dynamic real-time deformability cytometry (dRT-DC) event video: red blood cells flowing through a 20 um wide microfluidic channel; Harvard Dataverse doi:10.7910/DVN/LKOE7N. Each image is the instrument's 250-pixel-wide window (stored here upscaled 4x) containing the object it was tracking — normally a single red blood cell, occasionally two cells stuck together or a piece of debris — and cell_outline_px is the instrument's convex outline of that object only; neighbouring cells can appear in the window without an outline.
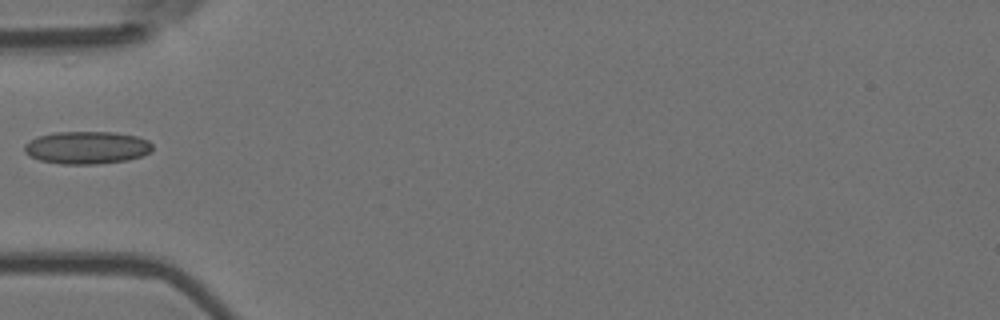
{"species": "Egyptian fruit bat (a non-hibernating species)", "species_latin": "Rousettus aegyptiacus", "temperature_condition": "room temperature", "stored_images_in_passage": 5, "camera_frame_rate_fps": 3000, "um_per_image_px": 0.085, "animal": {"sex": "female"}, "frame": {"image": 1, "passage_image": 5, "time_ms": 1.333, "image_size_px": [1000, 320], "cell_outline_px": [[152, 148], [148, 152], [140, 156], [128, 160], [96, 164], [60, 164], [40, 160], [28, 156], [24, 152], [24, 144], [40, 136], [56, 132], [116, 132], [136, 136], [148, 140], [152, 144]], "centroid_in_image_um": [7.37, 12.55], "position_along_channel_um": 77.6, "area_um2": 24.28}}